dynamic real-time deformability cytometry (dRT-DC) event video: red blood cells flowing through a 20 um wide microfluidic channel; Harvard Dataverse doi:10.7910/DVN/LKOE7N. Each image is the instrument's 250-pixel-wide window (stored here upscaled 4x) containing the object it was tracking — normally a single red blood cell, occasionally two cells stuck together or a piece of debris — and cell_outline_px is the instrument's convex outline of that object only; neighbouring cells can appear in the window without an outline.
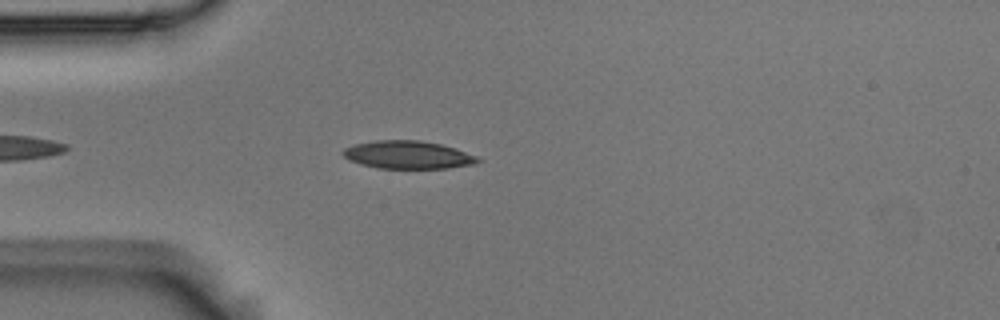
{"species": "Egyptian fruit bat (a non-hibernating species)", "species_latin": "Rousettus aegyptiacus", "temperature_condition": "room temperature", "stored_images_in_passage": 5, "camera_frame_rate_fps": 3000, "um_per_image_px": 0.085, "animal": {"sex": "male"}, "frame": {"image": 1, "passage_image": 5, "time_ms": 1.333, "image_size_px": [1000, 320], "cell_outline_px": [[480, 160], [472, 164], [448, 168], [376, 168], [360, 164], [348, 160], [340, 152], [344, 148], [352, 144], [376, 140], [420, 140], [440, 144], [456, 148], [476, 156]], "centroid_in_image_um": [34.6, 13.15], "position_along_channel_um": 50.4, "area_um2": 21.96}}